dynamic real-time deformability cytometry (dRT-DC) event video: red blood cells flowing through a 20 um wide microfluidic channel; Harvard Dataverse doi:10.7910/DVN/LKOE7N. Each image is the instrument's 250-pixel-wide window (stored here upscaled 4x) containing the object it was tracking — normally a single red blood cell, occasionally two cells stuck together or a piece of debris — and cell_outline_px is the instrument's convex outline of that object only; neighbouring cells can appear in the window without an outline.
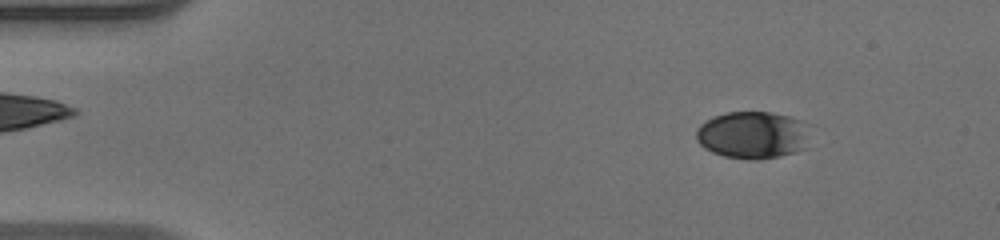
{"species": "human", "species_latin": "Homo sapiens", "temperature_condition": "warm", "stored_images_in_passage": 52, "camera_frame_rate_fps": 3000, "um_per_image_px": 0.085, "donor": {"sex": "male"}, "frame": {"image": 1, "passage_image": 7, "time_ms": 2.0, "image_size_px": [1000, 240], "cell_outline_px": [[804, 148], [796, 152], [780, 156], [760, 160], [752, 160], [724, 156], [712, 152], [704, 148], [696, 140], [696, 128], [700, 124], [712, 116], [728, 112], [772, 112], [788, 116], [800, 120]], "centroid_in_image_um": [63.83, 11.48], "position_along_channel_um": 21.2, "area_um2": 30.75}}
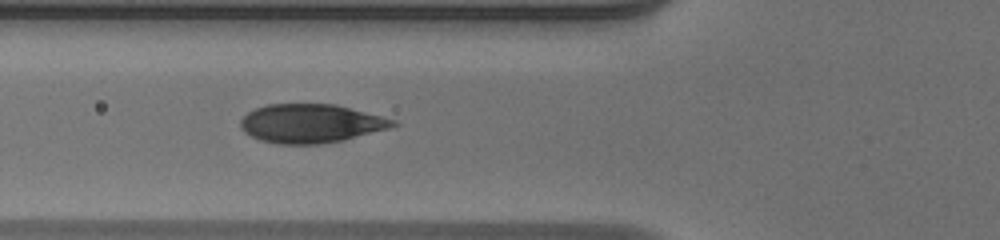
{"frame": {"image": 2, "passage_image": 20, "time_ms": 6.333, "image_size_px": [1000, 240], "cell_outline_px": [[400, 124], [388, 128], [344, 140], [320, 144], [276, 144], [260, 140], [244, 132], [240, 128], [240, 120], [248, 112], [256, 108], [268, 104], [336, 104], [396, 120]], "centroid_in_image_um": [26.41, 10.5], "position_along_channel_um": 99.4, "area_um2": 34.39}}
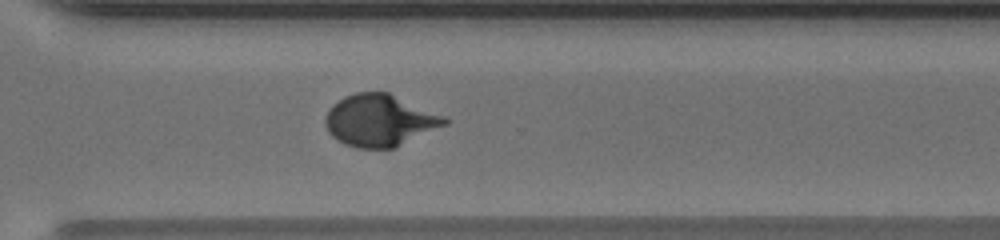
{"frame": {"image": 3, "passage_image": 38, "time_ms": 12.333, "image_size_px": [1000, 240], "cell_outline_px": [[448, 124], [396, 148], [356, 148], [344, 144], [332, 136], [328, 132], [324, 124], [324, 116], [332, 104], [344, 96], [356, 92], [388, 92], [444, 116], [448, 120]], "centroid_in_image_um": [32.25, 10.24], "position_along_channel_um": 338.3, "area_um2": 36.3}, "authors_computed_cell_mechanics": {"area_um2": 34.2754, "velocity_mm_per_s": 3.9775, "shape_relaxation_time_tau1_ms": 4.9698, "shape_relaxation_time_tau2_ms": null, "deformation_change_tau1": 0.2073, "deformation_change_tau2": null}}